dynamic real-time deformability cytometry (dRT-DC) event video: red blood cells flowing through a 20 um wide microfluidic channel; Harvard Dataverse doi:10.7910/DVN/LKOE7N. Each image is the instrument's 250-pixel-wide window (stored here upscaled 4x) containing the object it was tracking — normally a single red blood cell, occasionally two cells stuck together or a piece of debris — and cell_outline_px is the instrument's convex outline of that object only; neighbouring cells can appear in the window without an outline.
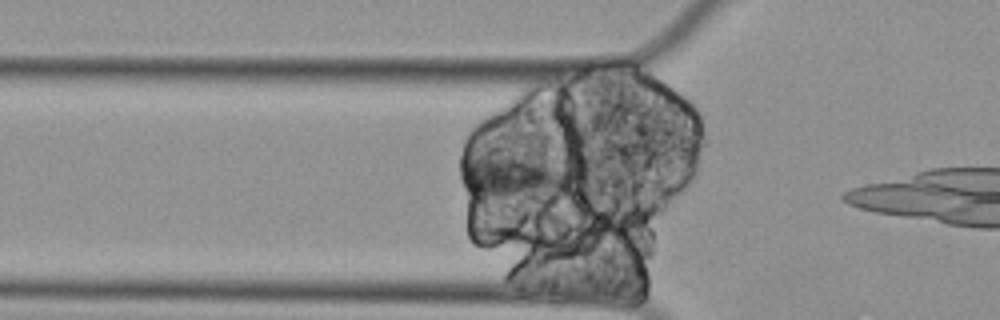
{"species": "Egyptian fruit bat (a non-hibernating species)", "species_latin": "Rousettus aegyptiacus", "temperature_condition": "cold", "stored_images_in_passage": 9, "segment_of_instrument_passage": [1, 2], "camera_frame_rate_fps": 3000, "um_per_image_px": 0.085, "animal": {"sex": "female"}, "frame": {"image": 1, "passage_image": 7, "time_ms": 2.0, "image_size_px": [1000, 320], "cell_outline_px": [[568, 184], [536, 200], [468, 192], [464, 188], [460, 180], [460, 156], [492, 148], [568, 168]], "centroid_in_image_um": [43.36, 14.87], "position_along_channel_um": 82.4, "area_um2": 29.59}}